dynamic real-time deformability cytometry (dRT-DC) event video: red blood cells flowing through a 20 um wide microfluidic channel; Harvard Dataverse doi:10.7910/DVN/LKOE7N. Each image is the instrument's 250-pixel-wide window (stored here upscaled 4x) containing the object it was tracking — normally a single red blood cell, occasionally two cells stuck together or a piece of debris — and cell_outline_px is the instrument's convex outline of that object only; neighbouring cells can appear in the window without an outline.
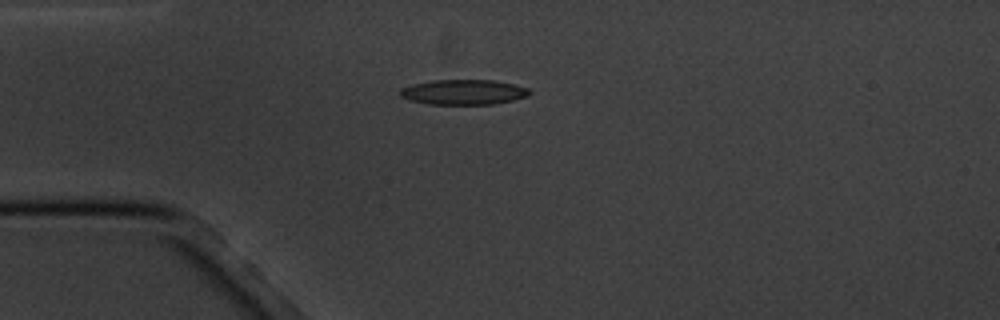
{"species": "common noctule bat (a hibernating species)", "species_latin": "Nyctalus noctula", "temperature_condition": "cold", "stored_images_in_passage": 3, "camera_frame_rate_fps": 3000, "um_per_image_px": 0.085, "animal": {"sex": "male", "body_mass_g": 20.1, "forearm_length_mm": 53.5}, "frame": {"image": 1, "passage_image": 1, "time_ms": 0.0, "image_size_px": [1000, 320], "cell_outline_px": [[532, 92], [528, 96], [512, 100], [492, 104], [428, 104], [408, 100], [400, 96], [400, 88], [412, 84], [432, 80], [492, 80], [516, 84], [528, 88]], "centroid_in_image_um": [39.39, 7.82], "position_along_channel_um": 45.6, "area_um2": 19.02}}
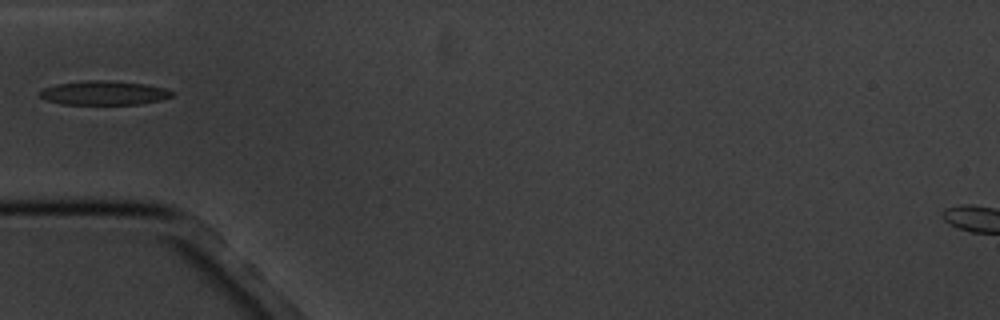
{"frame": {"image": 2, "passage_image": 2, "time_ms": 1.333, "image_size_px": [1000, 320], "cell_outline_px": [[172, 96], [160, 100], [140, 104], [60, 104], [44, 100], [40, 96], [40, 92], [44, 88], [56, 84], [88, 80], [112, 80], [144, 84], [164, 88], [172, 92]], "centroid_in_image_um": [8.8, 7.9], "position_along_channel_um": 76.2, "area_um2": 18.5}}
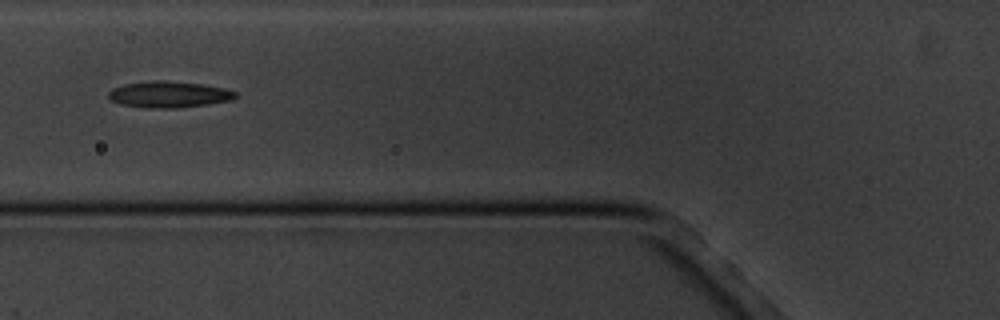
{"frame": {"image": 3, "passage_image": 3, "time_ms": 2.333, "image_size_px": [1000, 320], "cell_outline_px": [[236, 96], [232, 100], [208, 104], [176, 108], [152, 108], [120, 104], [112, 100], [108, 96], [108, 92], [112, 88], [124, 84], [152, 80], [164, 80], [200, 84], [224, 88], [236, 92]], "centroid_in_image_um": [14.34, 8.02], "position_along_channel_um": 111.5, "area_um2": 19.36}}